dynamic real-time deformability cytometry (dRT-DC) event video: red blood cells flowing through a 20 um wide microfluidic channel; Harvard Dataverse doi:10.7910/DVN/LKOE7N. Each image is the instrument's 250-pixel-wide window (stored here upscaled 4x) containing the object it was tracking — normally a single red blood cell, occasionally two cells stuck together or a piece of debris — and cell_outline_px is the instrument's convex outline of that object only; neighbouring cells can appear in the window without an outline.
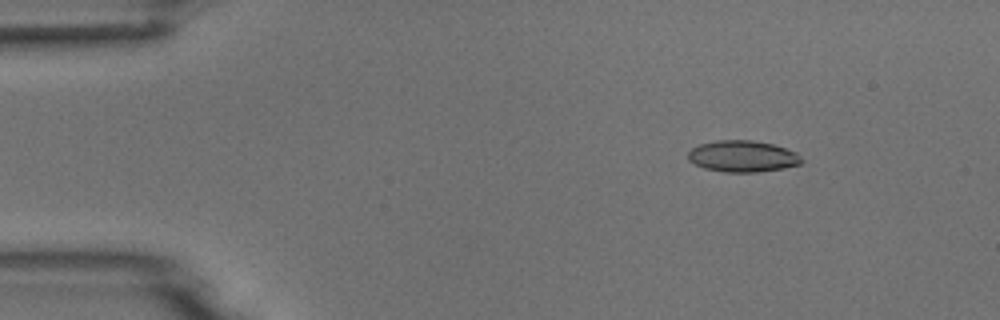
{"species": "common noctule bat (a hibernating species)", "species_latin": "Nyctalus noctula", "temperature_condition": "room temperature", "stored_images_in_passage": 4, "camera_frame_rate_fps": 3000, "um_per_image_px": 0.085, "animal": {"sex": "male", "body_mass_g": 18.8}, "frame": {"image": 1, "passage_image": 1, "time_ms": 0.0, "image_size_px": [1000, 320], "cell_outline_px": [[804, 160], [800, 164], [784, 168], [756, 172], [724, 172], [704, 168], [688, 160], [688, 152], [692, 148], [700, 144], [716, 140], [752, 140], [772, 144], [796, 152]], "centroid_in_image_um": [63.12, 13.28], "position_along_channel_um": 21.9, "area_um2": 20.75}}
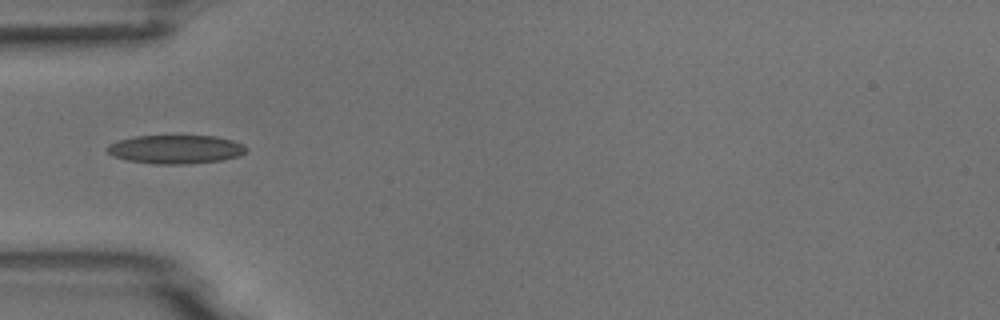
{"frame": {"image": 2, "passage_image": 4, "time_ms": 3.333, "image_size_px": [1000, 320], "cell_outline_px": [[248, 148], [240, 156], [224, 160], [184, 164], [156, 164], [128, 160], [112, 156], [104, 148], [108, 144], [120, 140], [136, 136], [216, 136], [232, 140], [244, 144]], "centroid_in_image_um": [14.94, 12.69], "position_along_channel_um": 70.1, "area_um2": 23.29}}